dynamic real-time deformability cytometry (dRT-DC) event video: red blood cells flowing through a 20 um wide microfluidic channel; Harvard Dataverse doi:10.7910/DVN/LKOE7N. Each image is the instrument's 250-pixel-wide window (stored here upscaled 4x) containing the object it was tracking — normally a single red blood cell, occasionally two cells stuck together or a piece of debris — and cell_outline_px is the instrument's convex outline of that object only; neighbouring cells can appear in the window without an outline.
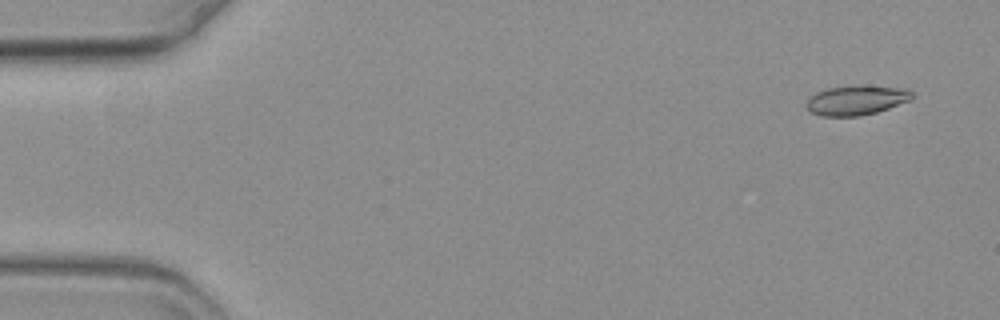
{"species": "common noctule bat (a hibernating species)", "species_latin": "Nyctalus noctula", "temperature_condition": "warm", "stored_images_in_passage": 17, "camera_frame_rate_fps": 3000, "um_per_image_px": 0.085, "animal": {"sex": "female", "body_mass_g": 19.3, "forearm_length_mm": 54.1}, "frame": {"image": 1, "passage_image": 1, "time_ms": 0.0, "image_size_px": [1000, 320], "cell_outline_px": [[912, 100], [876, 112], [860, 116], [820, 116], [812, 112], [804, 104], [816, 92], [828, 88], [852, 84], [908, 88], [912, 92]], "centroid_in_image_um": [72.81, 8.49], "position_along_channel_um": 12.2, "area_um2": 18.5}}
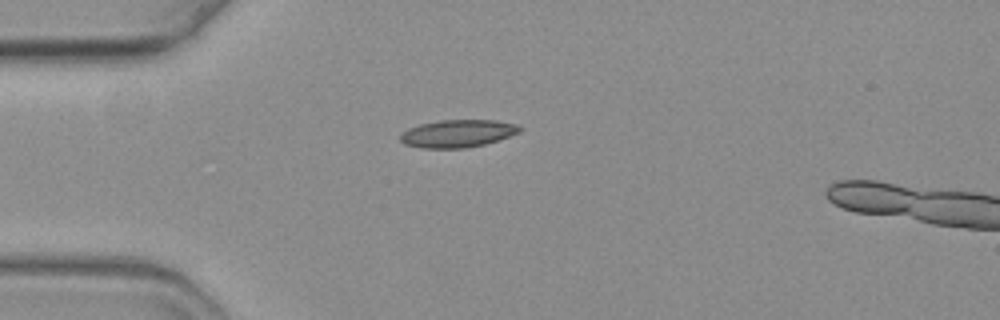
{"frame": {"image": 2, "passage_image": 14, "time_ms": 4.333, "image_size_px": [1000, 320], "cell_outline_px": [[524, 128], [520, 132], [484, 144], [464, 148], [420, 148], [404, 144], [400, 140], [400, 132], [408, 128], [420, 124], [440, 120], [496, 120], [520, 124]], "centroid_in_image_um": [38.9, 11.34], "position_along_channel_um": 46.1, "area_um2": 19.36}}